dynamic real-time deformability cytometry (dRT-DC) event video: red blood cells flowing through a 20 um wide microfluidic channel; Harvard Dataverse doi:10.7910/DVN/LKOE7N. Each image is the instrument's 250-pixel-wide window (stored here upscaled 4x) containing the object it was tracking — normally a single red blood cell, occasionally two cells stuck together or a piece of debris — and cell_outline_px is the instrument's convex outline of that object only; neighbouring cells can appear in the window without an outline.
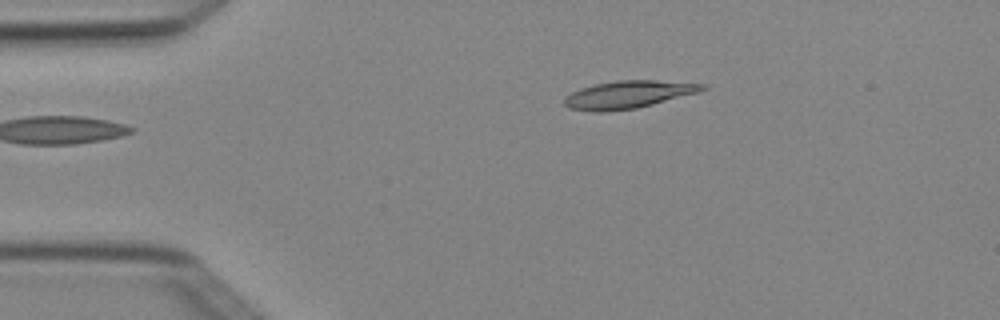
{"species": "Egyptian fruit bat (a non-hibernating species)", "species_latin": "Rousettus aegyptiacus", "temperature_condition": "cold", "stored_images_in_passage": 5, "camera_frame_rate_fps": 3000, "um_per_image_px": 0.085, "animal": {"sex": "female"}, "frame": {"image": 1, "passage_image": 5, "time_ms": 1.333, "image_size_px": [1000, 320], "cell_outline_px": [[708, 88], [700, 92], [636, 108], [608, 112], [592, 112], [568, 108], [564, 104], [564, 96], [580, 88], [596, 84], [616, 80], [656, 80], [708, 84]], "centroid_in_image_um": [53.4, 8.04], "position_along_channel_um": 31.6, "area_um2": 22.43}}